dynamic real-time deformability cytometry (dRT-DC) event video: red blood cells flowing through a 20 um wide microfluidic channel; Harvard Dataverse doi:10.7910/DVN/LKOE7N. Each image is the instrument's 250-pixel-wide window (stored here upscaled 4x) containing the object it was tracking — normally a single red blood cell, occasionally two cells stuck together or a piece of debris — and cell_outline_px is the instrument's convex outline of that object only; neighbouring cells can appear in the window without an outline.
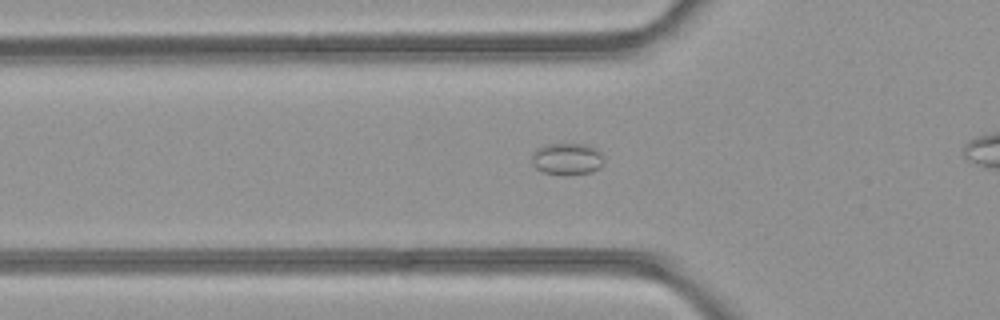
{"species": "common noctule bat (a hibernating species)", "species_latin": "Nyctalus noctula", "temperature_condition": "room temperature", "stored_images_in_passage": 42, "camera_frame_rate_fps": 3000, "um_per_image_px": 0.085, "animal": {"sex": "female", "body_mass_g": 21.9}, "frame": {"image": 1, "passage_image": 9, "time_ms": 2.667, "image_size_px": [1000, 320], "cell_outline_px": [[604, 164], [600, 168], [592, 172], [544, 172], [536, 168], [532, 164], [532, 152], [536, 148], [544, 144], [584, 144], [596, 148], [604, 156]], "centroid_in_image_um": [48.22, 13.45], "position_along_channel_um": 77.6, "area_um2": 13.06}}
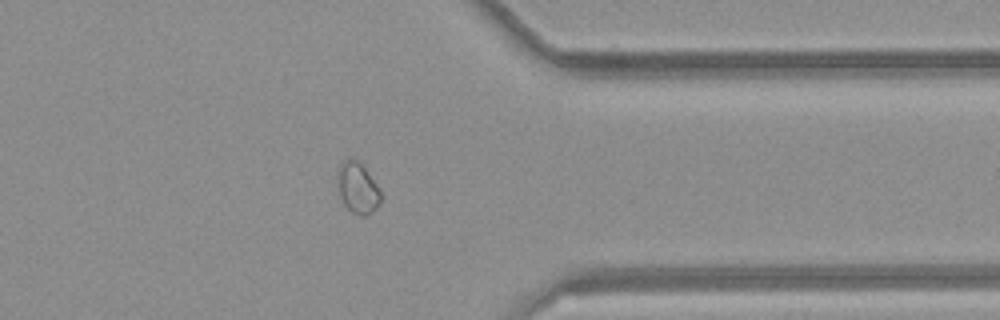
{"frame": {"image": 2, "passage_image": 31, "time_ms": 10.0, "image_size_px": [1000, 320], "cell_outline_px": [[380, 204], [372, 212], [364, 216], [360, 216], [352, 212], [344, 204], [340, 196], [336, 176], [336, 172], [340, 164], [348, 156], [356, 160], [368, 172], [380, 188]], "centroid_in_image_um": [30.38, 15.96], "position_along_channel_um": 381.0, "area_um2": 12.95}}
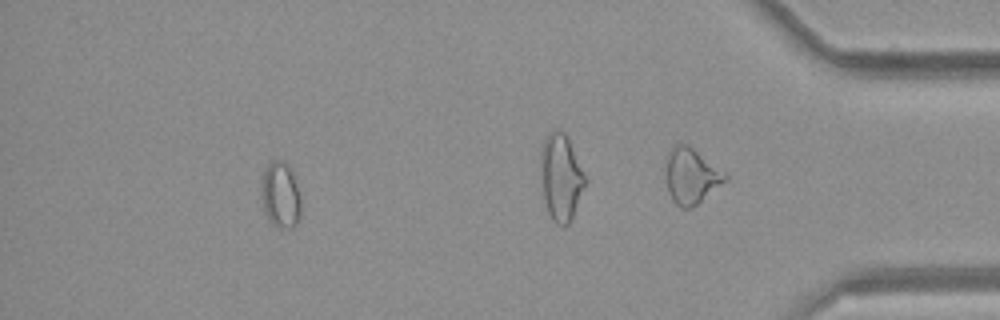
{"frame": {"image": 3, "passage_image": 37, "time_ms": 12.0, "image_size_px": [1000, 320], "cell_outline_px": [[300, 216], [296, 224], [292, 228], [276, 228], [268, 220], [264, 212], [260, 188], [260, 184], [264, 172], [268, 164], [272, 160], [284, 160], [292, 168], [300, 200]], "centroid_in_image_um": [23.83, 16.58], "position_along_channel_um": 411.4, "area_um2": 15.55}}